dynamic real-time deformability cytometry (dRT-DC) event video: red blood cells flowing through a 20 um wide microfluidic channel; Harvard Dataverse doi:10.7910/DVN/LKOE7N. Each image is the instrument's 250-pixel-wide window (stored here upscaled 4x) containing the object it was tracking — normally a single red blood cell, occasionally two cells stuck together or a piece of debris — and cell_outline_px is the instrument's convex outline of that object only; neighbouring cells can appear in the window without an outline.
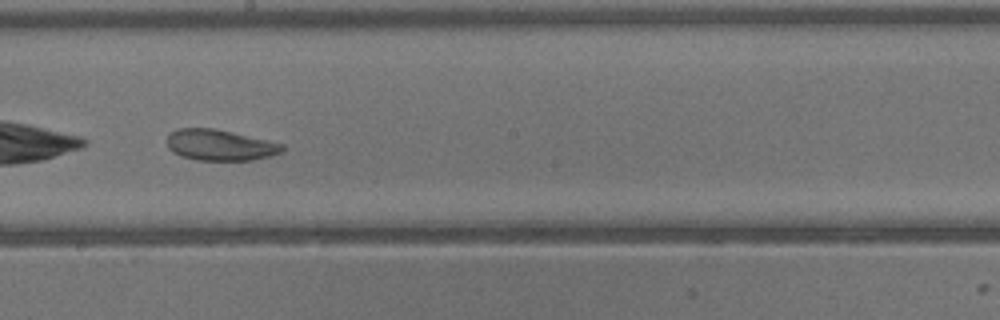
{"species": "common noctule bat (a hibernating species)", "species_latin": "Nyctalus noctula", "temperature_condition": "warm", "stored_images_in_passage": 25, "camera_frame_rate_fps": 3000, "um_per_image_px": 0.085, "animal": {"sex": "male", "body_mass_g": 13.3}, "frame": {"image": 1, "passage_image": 11, "time_ms": 3.333, "image_size_px": [1000, 320], "cell_outline_px": [[284, 148], [280, 152], [268, 156], [252, 160], [196, 160], [180, 156], [172, 152], [168, 148], [168, 136], [172, 132], [180, 128], [212, 128], [232, 132], [268, 140], [284, 144]], "centroid_in_image_um": [18.68, 12.33], "position_along_channel_um": 229.5, "area_um2": 20.63}}